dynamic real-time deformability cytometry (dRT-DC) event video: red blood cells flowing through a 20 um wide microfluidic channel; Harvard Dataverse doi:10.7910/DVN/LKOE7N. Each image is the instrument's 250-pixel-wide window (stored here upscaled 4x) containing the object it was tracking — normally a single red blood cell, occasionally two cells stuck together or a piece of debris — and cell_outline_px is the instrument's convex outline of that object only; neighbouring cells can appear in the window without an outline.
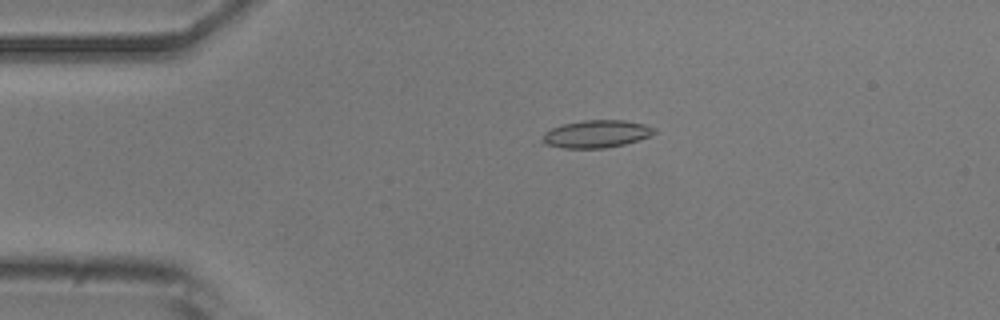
{"species": "common noctule bat (a hibernating species)", "species_latin": "Nyctalus noctula", "temperature_condition": "room temperature", "stored_images_in_passage": 53, "camera_frame_rate_fps": 3000, "um_per_image_px": 0.085, "animal": {"sex": "male", "body_mass_g": 20.5, "forearm_length_mm": 52.5}, "frame": {"image": 1, "passage_image": 11, "time_ms": 3.333, "image_size_px": [1000, 320], "cell_outline_px": [[656, 132], [648, 136], [624, 144], [604, 148], [564, 148], [544, 144], [544, 132], [552, 128], [564, 124], [584, 120], [624, 120], [644, 124], [656, 128]], "centroid_in_image_um": [50.7, 11.38], "position_along_channel_um": 34.3, "area_um2": 17.69}}
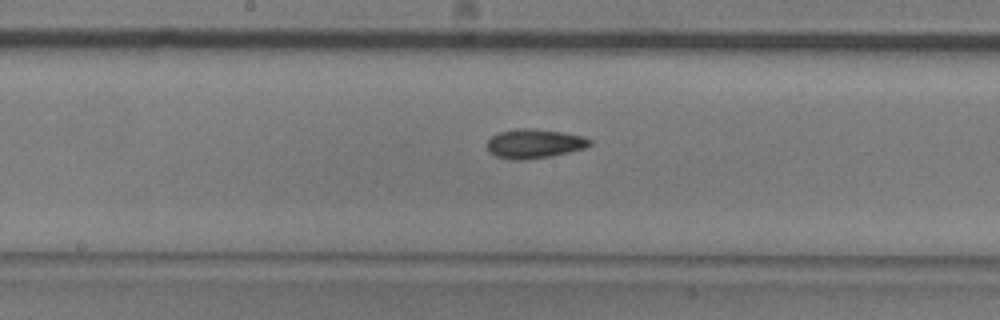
{"frame": {"image": 2, "passage_image": 27, "time_ms": 8.667, "image_size_px": [1000, 320], "cell_outline_px": [[592, 144], [584, 148], [568, 152], [548, 156], [524, 160], [516, 160], [496, 156], [488, 152], [488, 140], [492, 136], [500, 132], [524, 128], [560, 132], [584, 136], [592, 140]], "centroid_in_image_um": [45.42, 12.22], "position_along_channel_um": 202.8, "area_um2": 17.11}}
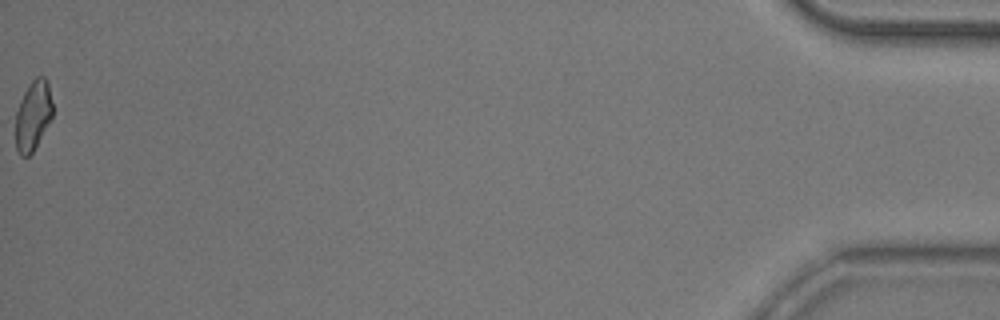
{"frame": {"image": 3, "passage_image": 53, "time_ms": 17.333, "image_size_px": [1000, 320], "cell_outline_px": [[52, 116], [32, 152], [28, 156], [20, 156], [16, 148], [16, 112], [20, 100], [24, 92], [32, 80], [36, 76], [44, 76], [48, 80], [52, 104]], "centroid_in_image_um": [2.8, 9.78], "position_along_channel_um": 432.4, "area_um2": 14.85}, "authors_computed_cell_mechanics": {"area_um2": 16.9354, "velocity_mm_per_s": 3.8319, "shape_relaxation_time_tau1_ms": null, "shape_relaxation_time_tau2_ms": 3.3374, "deformation_change_tau1": null, "deformation_change_tau2": 0.0925}}